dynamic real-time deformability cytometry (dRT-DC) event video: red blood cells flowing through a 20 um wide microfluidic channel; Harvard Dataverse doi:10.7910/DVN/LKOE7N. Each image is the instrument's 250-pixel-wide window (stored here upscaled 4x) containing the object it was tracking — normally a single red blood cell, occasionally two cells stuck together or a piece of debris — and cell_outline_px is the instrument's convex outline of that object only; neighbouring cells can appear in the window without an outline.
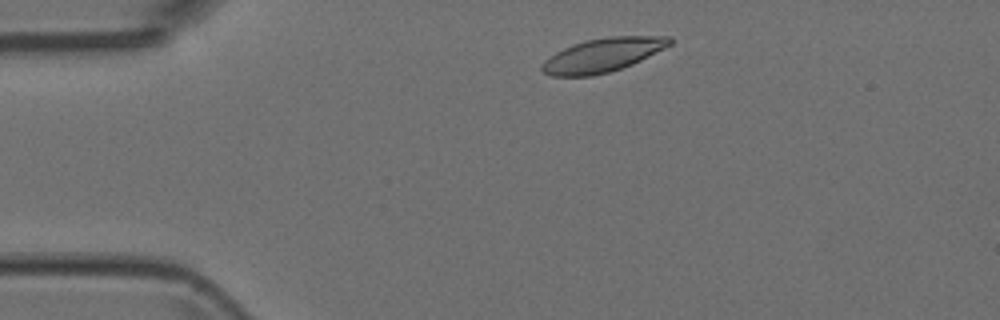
{"species": "Egyptian fruit bat (a non-hibernating species)", "species_latin": "Rousettus aegyptiacus", "temperature_condition": "room temperature", "stored_images_in_passage": 2, "camera_frame_rate_fps": 3000, "um_per_image_px": 0.085, "animal": {"sex": "female"}, "frame": {"image": 1, "passage_image": 1, "time_ms": 0.0, "image_size_px": [1000, 320], "cell_outline_px": [[672, 44], [632, 64], [608, 72], [592, 76], [552, 76], [544, 72], [540, 68], [544, 60], [556, 52], [572, 44], [584, 40], [612, 36], [672, 36]], "centroid_in_image_um": [51.22, 4.67], "position_along_channel_um": 33.8, "area_um2": 25.03}}